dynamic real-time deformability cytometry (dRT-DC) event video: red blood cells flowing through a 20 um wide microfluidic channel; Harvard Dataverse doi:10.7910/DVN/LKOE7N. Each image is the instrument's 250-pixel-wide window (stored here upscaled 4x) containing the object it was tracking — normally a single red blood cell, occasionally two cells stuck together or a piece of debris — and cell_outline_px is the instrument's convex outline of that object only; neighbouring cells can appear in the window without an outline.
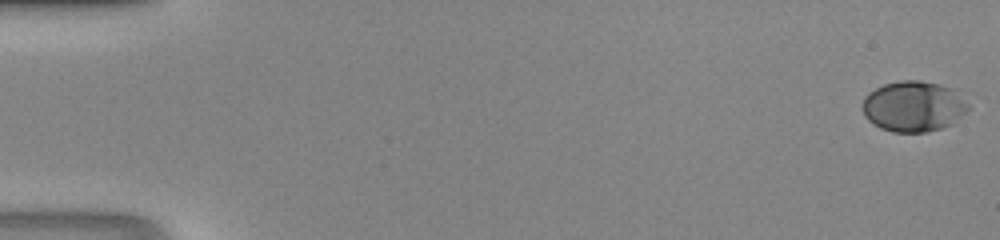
{"species": "human", "species_latin": "Homo sapiens", "temperature_condition": "room temperature", "stored_images_in_passage": 48, "camera_frame_rate_fps": 3000, "um_per_image_px": 0.085, "donor": {"sex": "male"}, "frame": {"image": 1, "passage_image": 1, "time_ms": 0.0, "image_size_px": [1000, 240], "cell_outline_px": [[972, 108], [952, 124], [940, 128], [924, 132], [892, 132], [880, 128], [872, 124], [864, 116], [860, 108], [864, 96], [868, 92], [884, 84], [900, 80], [920, 80], [940, 84], [952, 88]], "centroid_in_image_um": [77.61, 9.04], "position_along_channel_um": 7.4, "area_um2": 31.62}}
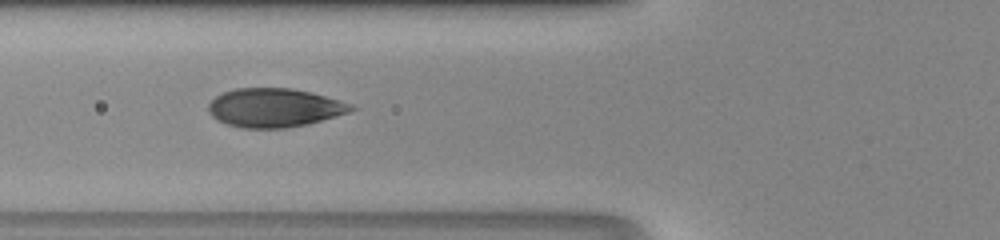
{"frame": {"image": 2, "passage_image": 20, "time_ms": 6.333, "image_size_px": [1000, 240], "cell_outline_px": [[360, 108], [336, 116], [308, 124], [284, 128], [244, 128], [228, 124], [216, 120], [208, 112], [208, 104], [216, 96], [224, 92], [236, 88], [292, 88], [312, 92], [340, 100], [352, 104]], "centroid_in_image_um": [23.34, 9.15], "position_along_channel_um": 102.5, "area_um2": 32.37}}
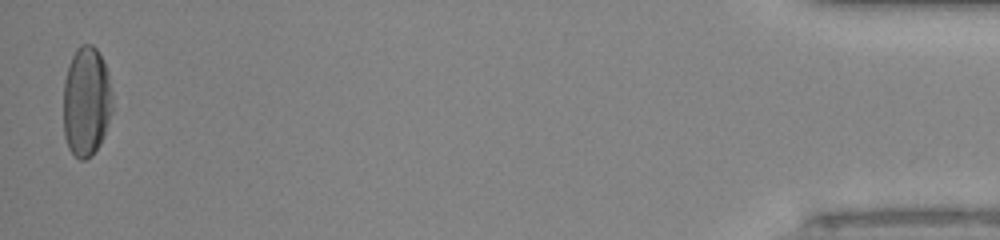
{"frame": {"image": 3, "passage_image": 48, "time_ms": 15.667, "image_size_px": [1000, 240], "cell_outline_px": [[112, 112], [104, 136], [100, 144], [92, 156], [84, 160], [80, 160], [68, 148], [64, 136], [64, 80], [68, 64], [76, 48], [80, 44], [92, 44], [96, 48], [104, 60], [108, 72], [112, 92]], "centroid_in_image_um": [7.35, 8.62], "position_along_channel_um": 427.9, "area_um2": 31.91}}